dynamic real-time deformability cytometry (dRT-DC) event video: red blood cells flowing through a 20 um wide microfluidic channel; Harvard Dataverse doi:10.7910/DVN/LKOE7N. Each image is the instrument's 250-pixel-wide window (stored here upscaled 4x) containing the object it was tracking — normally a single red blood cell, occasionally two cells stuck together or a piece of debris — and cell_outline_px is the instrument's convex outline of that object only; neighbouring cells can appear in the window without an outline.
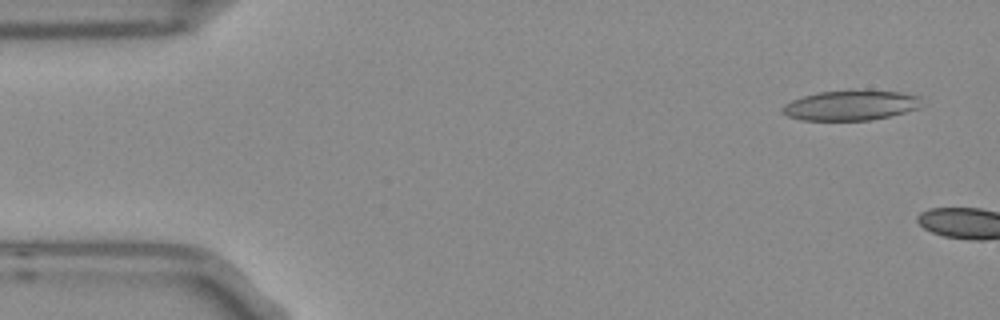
{"species": "Egyptian fruit bat (a non-hibernating species)", "species_latin": "Rousettus aegyptiacus", "temperature_condition": "room temperature", "stored_images_in_passage": 3, "camera_frame_rate_fps": 3000, "um_per_image_px": 0.085, "frame": {"image": 1, "passage_image": 1, "time_ms": 0.0, "image_size_px": [1000, 320], "cell_outline_px": [[920, 108], [872, 120], [800, 120], [788, 116], [780, 108], [784, 104], [792, 100], [804, 96], [820, 92], [896, 92], [920, 96]], "centroid_in_image_um": [72.28, 8.99], "position_along_channel_um": 12.7, "area_um2": 23.52}}